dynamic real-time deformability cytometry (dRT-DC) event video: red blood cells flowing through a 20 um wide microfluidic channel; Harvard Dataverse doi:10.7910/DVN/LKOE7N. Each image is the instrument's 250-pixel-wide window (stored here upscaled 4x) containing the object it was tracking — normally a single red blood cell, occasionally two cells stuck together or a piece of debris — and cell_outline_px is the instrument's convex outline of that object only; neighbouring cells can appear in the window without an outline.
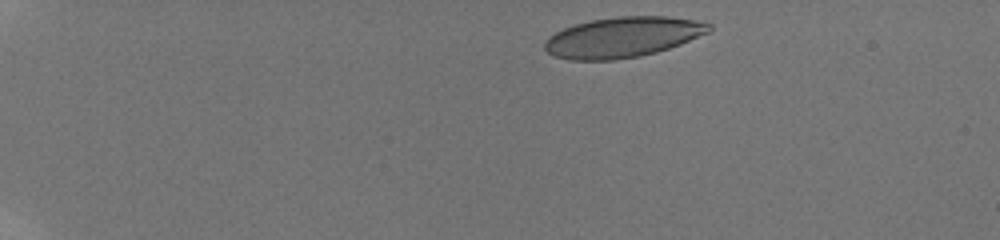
{"species": "human", "species_latin": "Homo sapiens", "temperature_condition": "room temperature", "stored_images_in_passage": 14, "camera_frame_rate_fps": 3000, "um_per_image_px": 0.085, "donor": {"sex": "male"}, "frame": {"image": 1, "passage_image": 2, "time_ms": 0.667, "image_size_px": [1000, 240], "cell_outline_px": [[712, 28], [708, 32], [680, 44], [656, 52], [640, 56], [612, 60], [568, 60], [556, 56], [548, 52], [544, 48], [544, 44], [548, 36], [572, 24], [592, 20], [616, 16], [668, 16], [696, 20], [712, 24]], "centroid_in_image_um": [52.92, 3.15], "position_along_channel_um": 32.1, "area_um2": 38.67}}
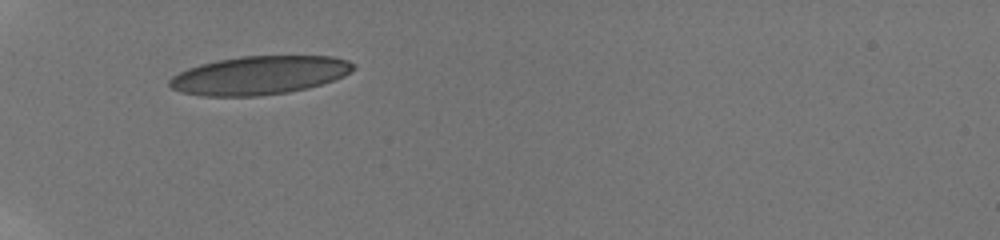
{"frame": {"image": 2, "passage_image": 8, "time_ms": 4.0, "image_size_px": [1000, 240], "cell_outline_px": [[356, 68], [352, 72], [344, 76], [308, 88], [288, 92], [260, 96], [200, 96], [180, 92], [172, 88], [168, 84], [168, 80], [172, 76], [188, 68], [200, 64], [240, 56], [332, 56], [348, 60], [356, 64]], "centroid_in_image_um": [22.06, 6.4], "position_along_channel_um": 62.9, "area_um2": 41.38}}
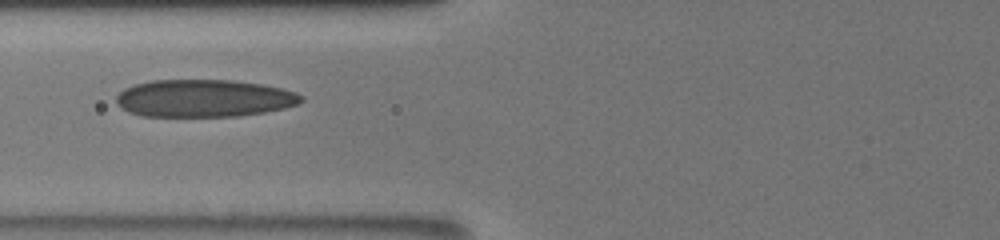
{"frame": {"image": 3, "passage_image": 13, "time_ms": 5.667, "image_size_px": [1000, 240], "cell_outline_px": [[304, 100], [296, 104], [284, 108], [264, 112], [240, 116], [140, 116], [128, 112], [120, 108], [116, 104], [116, 96], [124, 88], [136, 84], [152, 80], [232, 80], [260, 84], [280, 88], [296, 92], [304, 96]], "centroid_in_image_um": [17.31, 8.36], "position_along_channel_um": 108.5, "area_um2": 40.52}}